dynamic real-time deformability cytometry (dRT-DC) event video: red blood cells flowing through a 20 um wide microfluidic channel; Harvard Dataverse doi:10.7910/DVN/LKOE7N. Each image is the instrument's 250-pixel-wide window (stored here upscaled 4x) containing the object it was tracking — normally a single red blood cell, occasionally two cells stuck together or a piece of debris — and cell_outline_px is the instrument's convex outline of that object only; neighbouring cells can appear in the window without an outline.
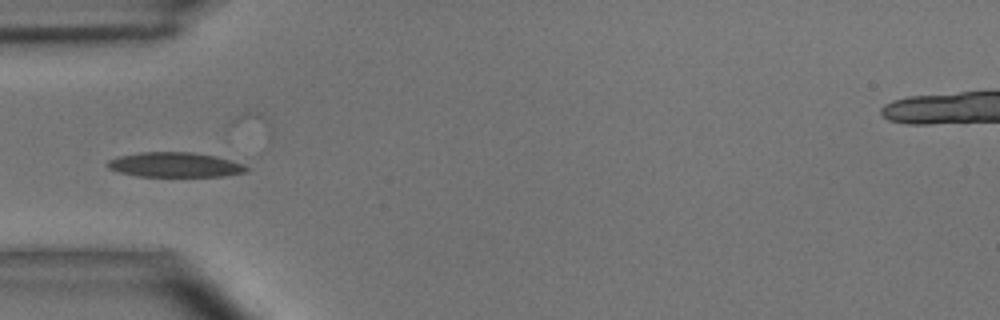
{"species": "common noctule bat (a hibernating species)", "species_latin": "Nyctalus noctula", "temperature_condition": "room temperature", "stored_images_in_passage": 33, "camera_frame_rate_fps": 3000, "um_per_image_px": 0.085, "animal": {"sex": "male", "body_mass_g": 15.6}, "frame": {"image": 1, "passage_image": 1, "time_ms": 0.0, "image_size_px": [1000, 320], "cell_outline_px": [[260, 156], [248, 172], [224, 176], [136, 176], [116, 172], [108, 168], [104, 164], [108, 160], [120, 156], [140, 152], [192, 152]], "centroid_in_image_um": [15.42, 13.95], "position_along_channel_um": 69.6, "area_um2": 22.66}}
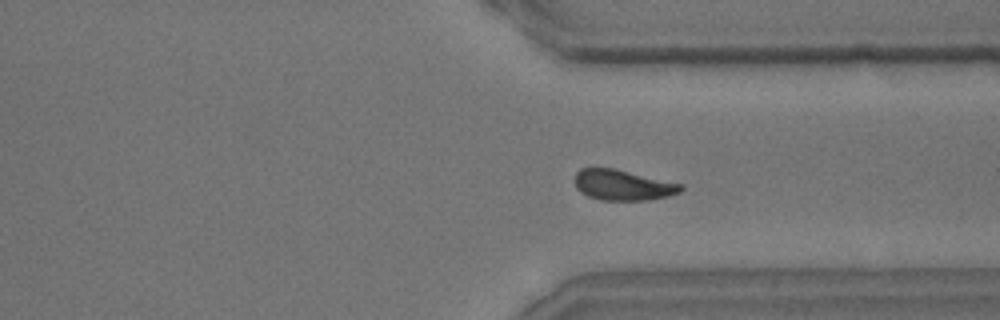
{"frame": {"image": 2, "passage_image": 25, "time_ms": 8.0, "image_size_px": [1000, 320], "cell_outline_px": [[684, 188], [680, 192], [668, 196], [648, 200], [600, 200], [588, 196], [580, 192], [576, 188], [572, 180], [576, 172], [580, 168], [612, 168], [684, 184]], "centroid_in_image_um": [52.91, 15.73], "position_along_channel_um": 358.5, "area_um2": 19.07}}
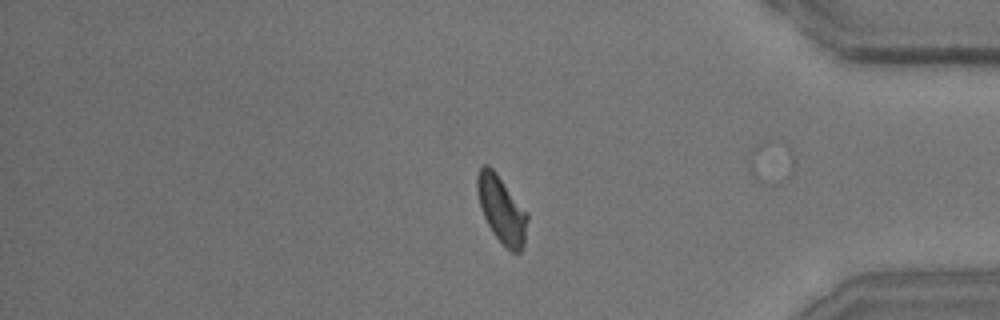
{"frame": {"image": 3, "passage_image": 30, "time_ms": 9.667, "image_size_px": [1000, 320], "cell_outline_px": [[528, 220], [524, 244], [520, 252], [512, 252], [492, 232], [484, 216], [480, 204], [476, 188], [476, 176], [480, 168], [484, 164], [488, 164], [496, 172], [528, 212]], "centroid_in_image_um": [42.65, 17.77], "position_along_channel_um": 392.6, "area_um2": 19.48}, "authors_computed_cell_mechanics": {"area_um2": 19.4786, "velocity_mm_per_s": 3.5941, "shape_relaxation_time_tau1_ms": 4.8611, "shape_relaxation_time_tau2_ms": 2.8691, "deformation_change_tau1": 0.1473, "deformation_change_tau2": 0.0871}}